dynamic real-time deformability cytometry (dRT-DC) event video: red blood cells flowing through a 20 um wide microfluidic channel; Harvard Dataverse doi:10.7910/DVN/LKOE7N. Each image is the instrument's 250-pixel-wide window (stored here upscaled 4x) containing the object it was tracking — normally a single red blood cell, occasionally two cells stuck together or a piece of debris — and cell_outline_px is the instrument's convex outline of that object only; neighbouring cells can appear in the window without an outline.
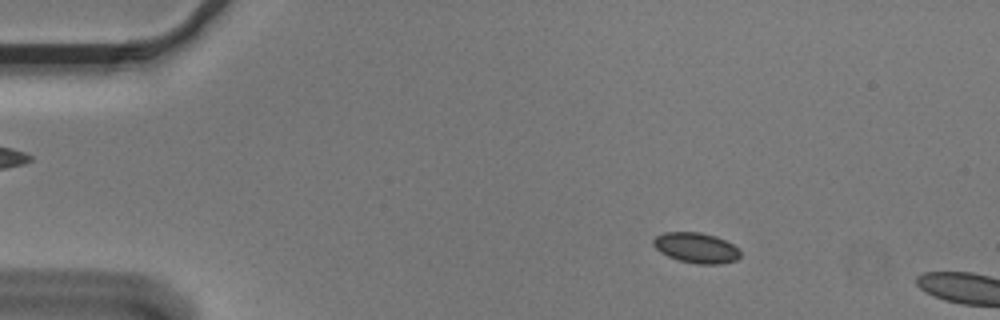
{"species": "Egyptian fruit bat (a non-hibernating species)", "species_latin": "Rousettus aegyptiacus", "temperature_condition": "cold", "stored_images_in_passage": 12, "camera_frame_rate_fps": 3000, "um_per_image_px": 0.085, "animal": {"sex": "male"}, "frame": {"image": 1, "passage_image": 9, "time_ms": 2.667, "image_size_px": [1000, 320], "cell_outline_px": [[740, 256], [736, 260], [720, 264], [700, 264], [680, 260], [668, 256], [660, 252], [652, 244], [652, 240], [656, 236], [664, 232], [700, 232], [716, 236], [740, 248]], "centroid_in_image_um": [59.18, 21.05], "position_along_channel_um": 25.8, "area_um2": 15.37}}